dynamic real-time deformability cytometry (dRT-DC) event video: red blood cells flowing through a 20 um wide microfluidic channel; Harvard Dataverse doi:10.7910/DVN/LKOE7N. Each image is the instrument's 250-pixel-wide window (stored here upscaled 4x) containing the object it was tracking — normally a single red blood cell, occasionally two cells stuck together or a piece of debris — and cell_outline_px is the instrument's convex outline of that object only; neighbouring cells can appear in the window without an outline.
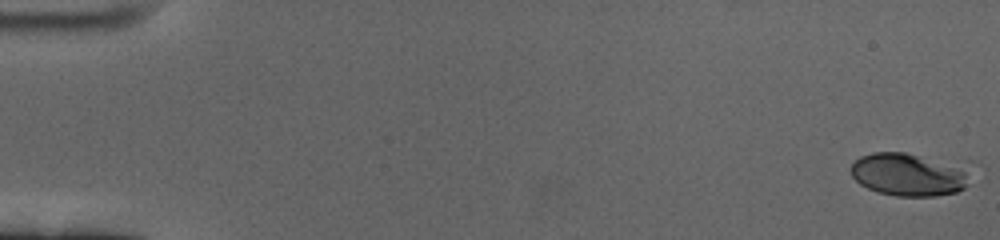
{"species": "human", "species_latin": "Homo sapiens", "temperature_condition": "cold", "stored_images_in_passage": 62, "camera_frame_rate_fps": 3000, "um_per_image_px": 0.085, "donor": {"sex": "female"}, "frame": {"image": 1, "passage_image": 1, "time_ms": 0.0, "image_size_px": [1000, 240], "cell_outline_px": [[968, 184], [964, 188], [956, 192], [936, 196], [896, 196], [876, 192], [860, 184], [852, 176], [848, 168], [860, 156], [872, 152], [904, 152], [964, 168]], "centroid_in_image_um": [77.11, 14.86], "position_along_channel_um": 7.9, "area_um2": 29.19}}
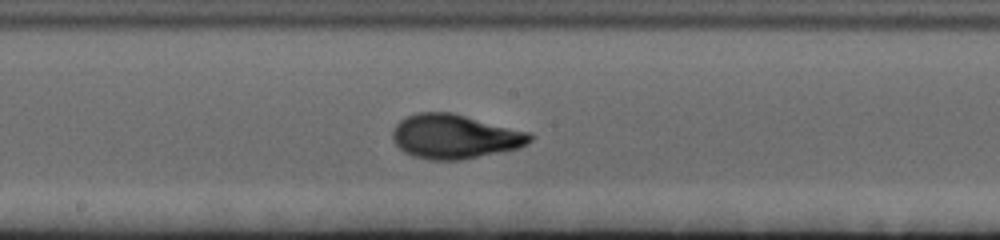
{"frame": {"image": 2, "passage_image": 34, "time_ms": 11.0, "image_size_px": [1000, 240], "cell_outline_px": [[536, 136], [528, 144], [520, 148], [460, 160], [428, 160], [412, 156], [404, 152], [392, 140], [392, 132], [396, 124], [400, 120], [416, 112], [452, 112], [532, 132]], "centroid_in_image_um": [38.7, 11.6], "position_along_channel_um": 209.5, "area_um2": 35.95}}
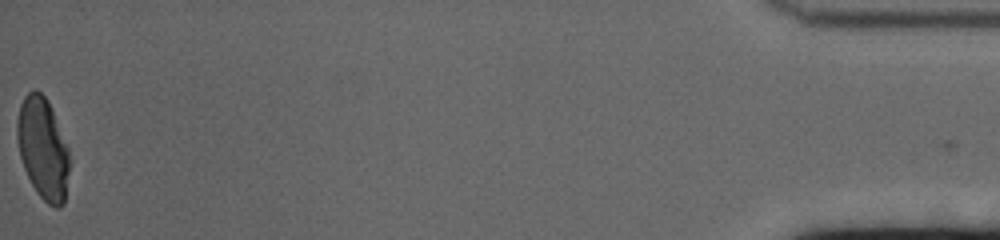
{"frame": {"image": 3, "passage_image": 62, "time_ms": 20.333, "image_size_px": [1000, 240], "cell_outline_px": [[68, 172], [64, 204], [60, 208], [56, 208], [48, 204], [36, 192], [24, 168], [20, 156], [16, 136], [16, 120], [20, 104], [24, 96], [32, 88], [36, 88], [48, 100], [68, 148]], "centroid_in_image_um": [3.62, 12.59], "position_along_channel_um": 431.6, "area_um2": 30.92}, "authors_computed_cell_mechanics": {"area_um2": 32.7726, "velocity_mm_per_s": 3.3695, "shape_relaxation_time_tau1_ms": 4.2335, "shape_relaxation_time_tau2_ms": null, "deformation_change_tau1": 0.1676, "deformation_change_tau2": null}}